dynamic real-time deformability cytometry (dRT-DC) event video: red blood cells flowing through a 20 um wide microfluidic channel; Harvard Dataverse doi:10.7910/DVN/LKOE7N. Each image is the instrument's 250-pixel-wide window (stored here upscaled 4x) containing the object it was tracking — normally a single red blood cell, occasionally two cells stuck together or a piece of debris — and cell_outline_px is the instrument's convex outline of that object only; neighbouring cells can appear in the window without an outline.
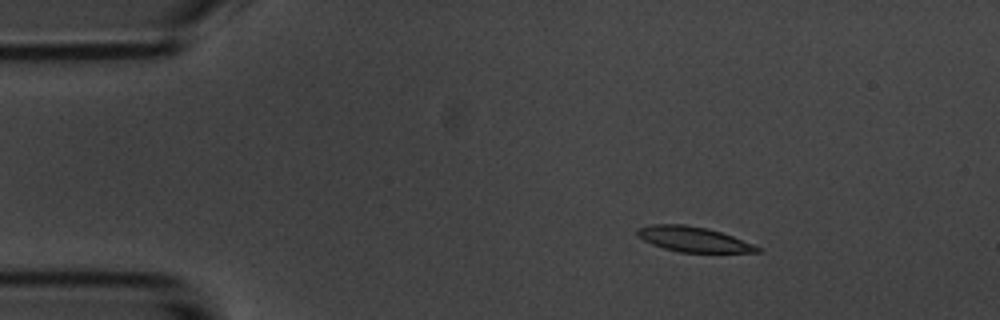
{"species": "common noctule bat (a hibernating species)", "species_latin": "Nyctalus noctula", "temperature_condition": "room temperature", "stored_images_in_passage": 5, "camera_frame_rate_fps": 3000, "um_per_image_px": 0.085, "animal": {"sex": "male", "body_mass_g": 20.1, "forearm_length_mm": 53.5}, "frame": {"image": 1, "passage_image": 2, "time_ms": 1.333, "image_size_px": [1000, 320], "cell_outline_px": [[760, 252], [680, 252], [664, 248], [652, 244], [644, 240], [636, 232], [636, 228], [652, 224], [684, 224], [708, 228], [732, 236], [752, 244], [760, 248]], "centroid_in_image_um": [58.9, 20.32], "position_along_channel_um": 26.1, "area_um2": 17.28}}